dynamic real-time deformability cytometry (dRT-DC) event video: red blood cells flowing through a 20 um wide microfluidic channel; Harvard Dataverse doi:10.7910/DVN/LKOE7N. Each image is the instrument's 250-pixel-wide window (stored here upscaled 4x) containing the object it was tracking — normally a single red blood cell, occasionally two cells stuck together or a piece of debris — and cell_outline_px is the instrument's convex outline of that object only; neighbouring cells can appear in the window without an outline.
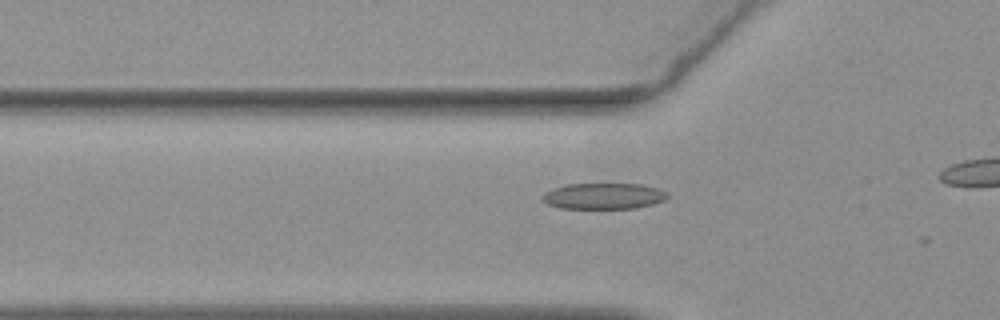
{"species": "common noctule bat (a hibernating species)", "species_latin": "Nyctalus noctula", "temperature_condition": "warm", "stored_images_in_passage": 9, "camera_frame_rate_fps": 3000, "um_per_image_px": 0.085, "animal": {"sex": "female", "body_mass_g": 19.3, "forearm_length_mm": 54.1}, "frame": {"image": 1, "passage_image": 4, "time_ms": 1.0, "image_size_px": [1000, 320], "cell_outline_px": [[668, 196], [664, 200], [652, 204], [636, 208], [560, 208], [548, 204], [544, 200], [544, 196], [552, 188], [568, 184], [640, 184], [656, 188], [668, 192]], "centroid_in_image_um": [51.35, 16.66], "position_along_channel_um": 74.5, "area_um2": 18.67}}
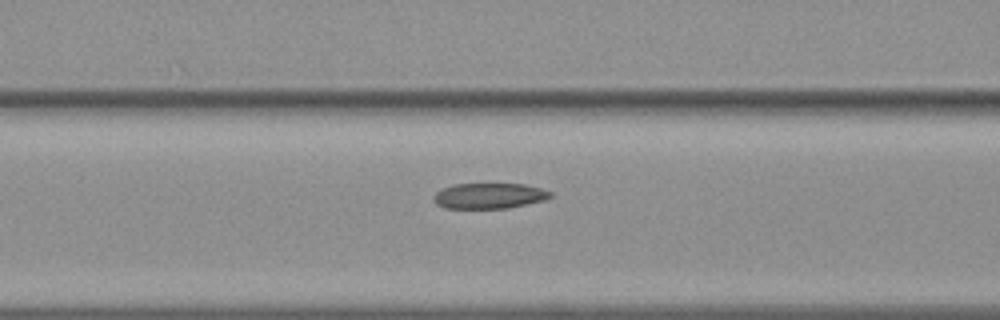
{"frame": {"image": 2, "passage_image": 8, "time_ms": 2.333, "image_size_px": [1000, 320], "cell_outline_px": [[552, 196], [544, 200], [508, 208], [444, 208], [436, 204], [432, 200], [432, 196], [436, 192], [444, 188], [456, 184], [524, 184], [540, 188], [552, 192]], "centroid_in_image_um": [41.56, 16.65], "position_along_channel_um": 125.0, "area_um2": 17.34}}